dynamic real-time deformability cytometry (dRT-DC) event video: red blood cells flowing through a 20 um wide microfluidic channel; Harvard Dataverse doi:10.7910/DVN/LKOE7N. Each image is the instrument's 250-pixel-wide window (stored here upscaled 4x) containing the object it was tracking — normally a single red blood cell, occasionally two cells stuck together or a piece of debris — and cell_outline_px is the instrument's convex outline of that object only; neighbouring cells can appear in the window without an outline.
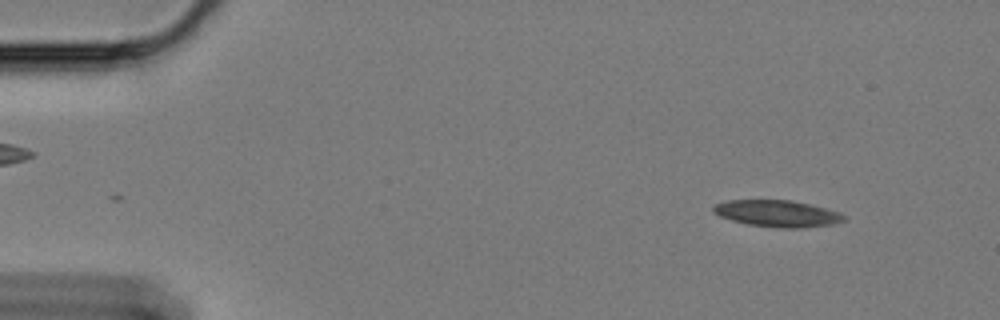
{"species": "Egyptian fruit bat (a non-hibernating species)", "species_latin": "Rousettus aegyptiacus", "temperature_condition": "cold", "stored_images_in_passage": 55, "camera_frame_rate_fps": 3000, "um_per_image_px": 0.085, "animal": {"sex": "female"}, "frame": {"image": 1, "passage_image": 1, "time_ms": 0.0, "image_size_px": [1000, 320], "cell_outline_px": [[844, 220], [832, 224], [800, 228], [784, 228], [748, 224], [732, 220], [720, 216], [712, 212], [712, 208], [716, 204], [728, 200], [792, 200], [840, 212], [844, 216]], "centroid_in_image_um": [66.05, 18.14], "position_along_channel_um": 19.0, "area_um2": 20.0}}
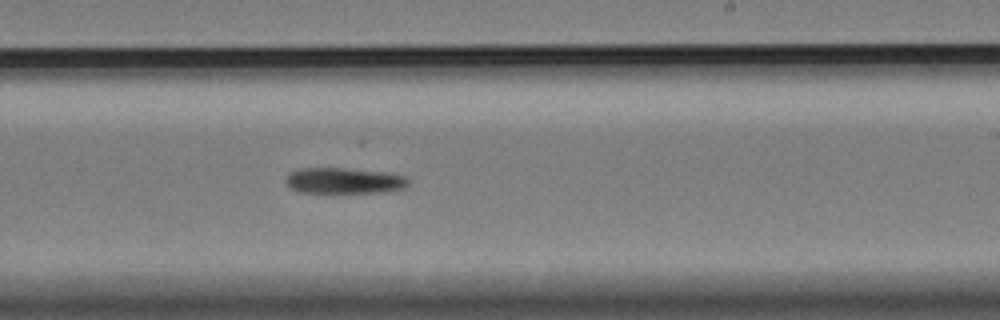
{"frame": {"image": 2, "passage_image": 31, "time_ms": 10.0, "image_size_px": [1000, 320], "cell_outline_px": [[408, 184], [404, 188], [384, 192], [300, 192], [292, 188], [284, 180], [292, 172], [300, 168], [344, 168], [392, 172], [404, 176], [408, 180]], "centroid_in_image_um": [29.3, 15.34], "position_along_channel_um": 259.7, "area_um2": 18.38}}
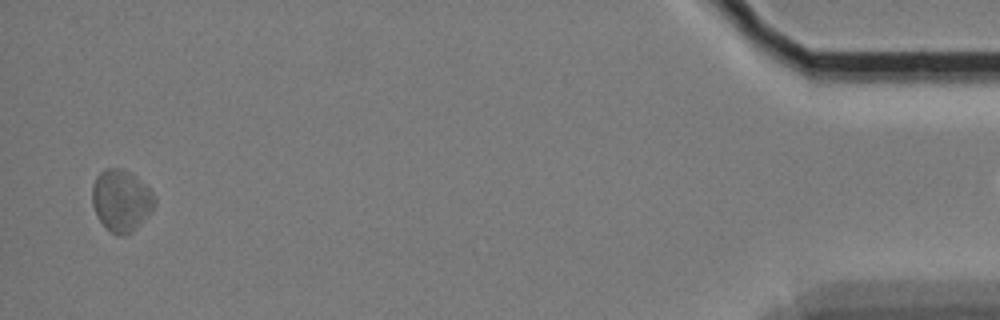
{"frame": {"image": 3, "passage_image": 53, "time_ms": 17.333, "image_size_px": [1000, 320], "cell_outline_px": [[156, 204], [136, 228], [132, 232], [124, 236], [116, 236], [100, 220], [92, 204], [92, 188], [96, 176], [104, 168], [120, 168], [136, 176], [152, 192], [156, 200]], "centroid_in_image_um": [10.3, 17.03], "position_along_channel_um": 424.9, "area_um2": 22.2}, "authors_computed_cell_mechanics": {"area_um2": 20.0566, "velocity_mm_per_s": 3.3449, "shape_relaxation_time_tau1_ms": 4.0583, "shape_relaxation_time_tau2_ms": null, "deformation_change_tau1": 0.091, "deformation_change_tau2": null}}